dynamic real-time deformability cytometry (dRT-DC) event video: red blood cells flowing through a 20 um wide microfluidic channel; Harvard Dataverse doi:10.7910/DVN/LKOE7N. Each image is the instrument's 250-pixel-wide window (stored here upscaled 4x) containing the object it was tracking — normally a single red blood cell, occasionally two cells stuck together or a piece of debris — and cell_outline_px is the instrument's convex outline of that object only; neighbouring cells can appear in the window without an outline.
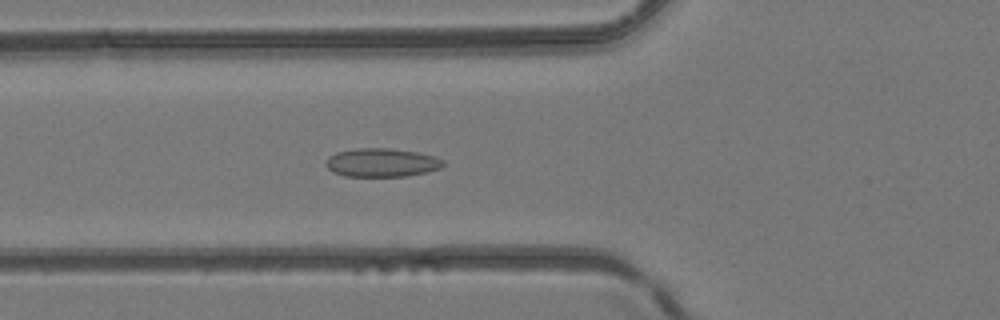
{"species": "common noctule bat (a hibernating species)", "species_latin": "Nyctalus noctula", "temperature_condition": "room temperature", "stored_images_in_passage": 47, "camera_frame_rate_fps": 3000, "um_per_image_px": 0.085, "animal": {"sex": "female", "body_mass_g": 24.6, "forearm_length_mm": 56.2}, "frame": {"image": 1, "passage_image": 18, "time_ms": 5.667, "image_size_px": [1000, 320], "cell_outline_px": [[444, 164], [440, 168], [408, 176], [344, 176], [332, 172], [324, 164], [328, 156], [336, 152], [356, 148], [392, 148], [416, 152], [436, 156], [444, 160]], "centroid_in_image_um": [32.41, 13.81], "position_along_channel_um": 93.4, "area_um2": 19.65}}
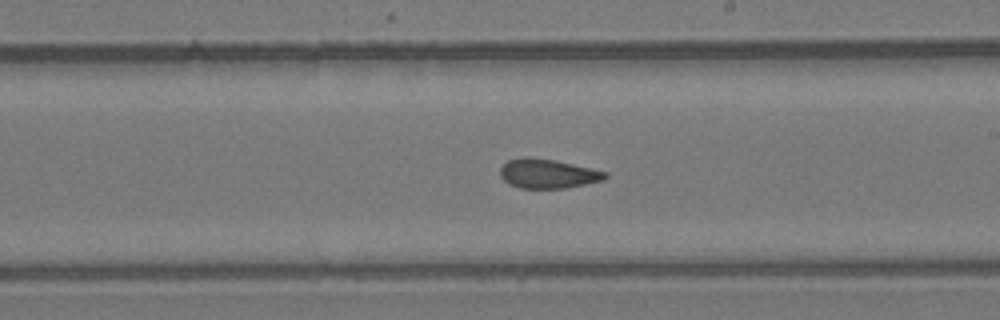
{"frame": {"image": 2, "passage_image": 28, "time_ms": 9.0, "image_size_px": [1000, 320], "cell_outline_px": [[608, 176], [604, 180], [564, 188], [520, 188], [508, 184], [500, 176], [500, 168], [508, 160], [524, 156], [556, 160], [608, 172]], "centroid_in_image_um": [46.55, 14.75], "position_along_channel_um": 242.5, "area_um2": 17.98}}
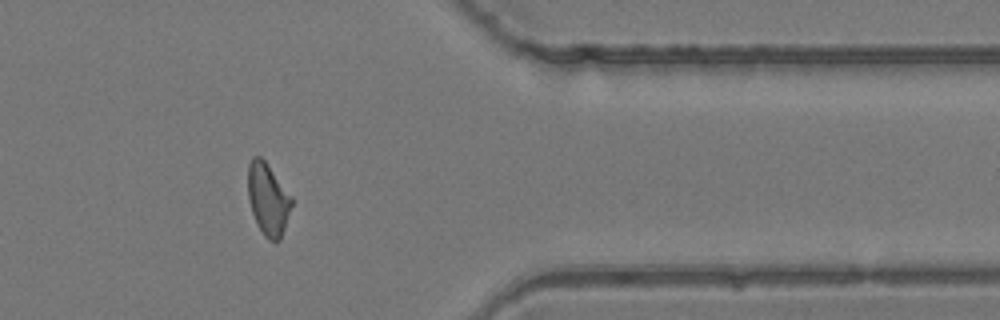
{"frame": {"image": 3, "passage_image": 39, "time_ms": 12.667, "image_size_px": [1000, 320], "cell_outline_px": [[292, 204], [280, 240], [268, 240], [264, 236], [256, 224], [248, 200], [248, 164], [252, 156], [260, 156], [264, 160], [292, 196]], "centroid_in_image_um": [22.76, 16.92], "position_along_channel_um": 388.6, "area_um2": 18.26}}